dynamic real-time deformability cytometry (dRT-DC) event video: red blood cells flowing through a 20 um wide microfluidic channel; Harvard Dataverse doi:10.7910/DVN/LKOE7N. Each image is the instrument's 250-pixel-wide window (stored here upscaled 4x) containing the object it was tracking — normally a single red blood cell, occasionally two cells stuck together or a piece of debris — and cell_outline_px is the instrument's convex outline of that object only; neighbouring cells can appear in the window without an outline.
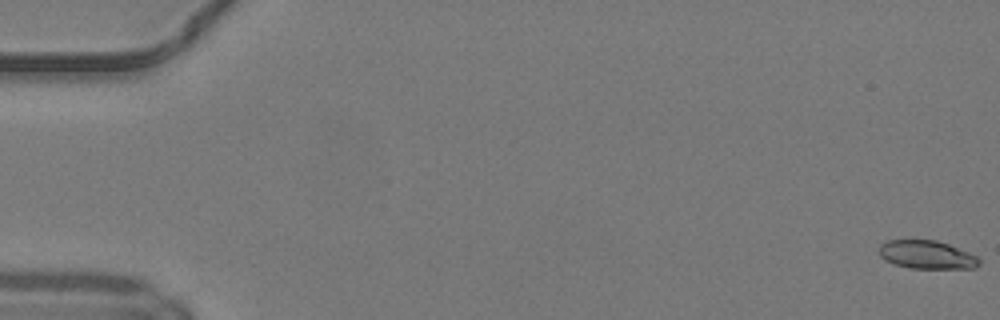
{"species": "common noctule bat (a hibernating species)", "species_latin": "Nyctalus noctula", "temperature_condition": "warm", "stored_images_in_passage": 5, "camera_frame_rate_fps": 3000, "um_per_image_px": 0.085, "animal": {"sex": "male", "body_mass_g": 19.2, "forearm_length_mm": 51.8}, "frame": {"image": 1, "passage_image": 1, "time_ms": 0.0, "image_size_px": [1000, 320], "cell_outline_px": [[980, 264], [976, 268], [908, 268], [892, 264], [884, 260], [880, 256], [880, 244], [888, 240], [936, 240], [948, 244], [968, 252], [976, 256], [980, 260]], "centroid_in_image_um": [78.76, 21.66], "position_along_channel_um": 6.2, "area_um2": 16.53}}